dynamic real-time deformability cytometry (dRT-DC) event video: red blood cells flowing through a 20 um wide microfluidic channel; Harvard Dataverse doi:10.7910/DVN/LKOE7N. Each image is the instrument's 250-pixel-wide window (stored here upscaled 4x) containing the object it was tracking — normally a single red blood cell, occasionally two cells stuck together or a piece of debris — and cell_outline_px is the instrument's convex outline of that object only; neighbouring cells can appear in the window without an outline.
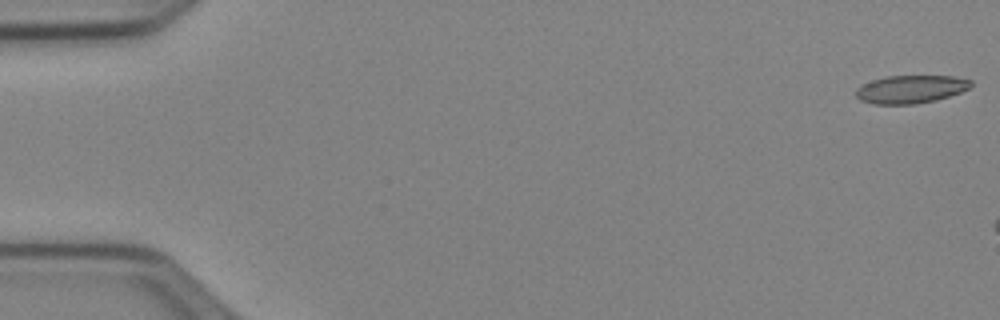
{"species": "Egyptian fruit bat (a non-hibernating species)", "species_latin": "Rousettus aegyptiacus", "temperature_condition": "cold", "stored_images_in_passage": 8, "camera_frame_rate_fps": 3000, "um_per_image_px": 0.085, "animal": {"sex": "female"}, "frame": {"image": 1, "passage_image": 1, "time_ms": 0.0, "image_size_px": [1000, 320], "cell_outline_px": [[972, 84], [968, 88], [960, 92], [936, 100], [916, 104], [872, 104], [860, 100], [856, 96], [856, 88], [860, 84], [872, 80], [888, 76], [952, 76], [972, 80]], "centroid_in_image_um": [77.37, 7.58], "position_along_channel_um": 7.6, "area_um2": 18.79}}